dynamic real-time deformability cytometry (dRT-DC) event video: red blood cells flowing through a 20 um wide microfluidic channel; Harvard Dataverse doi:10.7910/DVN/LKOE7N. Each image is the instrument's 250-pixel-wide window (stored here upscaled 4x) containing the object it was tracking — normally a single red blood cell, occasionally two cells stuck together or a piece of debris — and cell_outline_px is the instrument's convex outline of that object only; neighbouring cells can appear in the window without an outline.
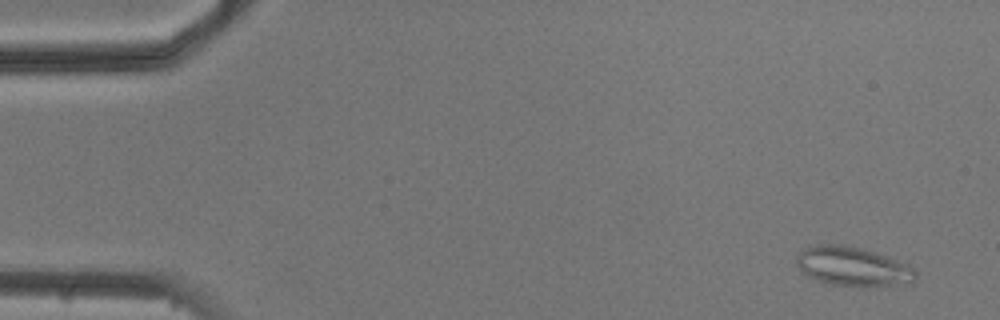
{"species": "common noctule bat (a hibernating species)", "species_latin": "Nyctalus noctula", "temperature_condition": "cold", "stored_images_in_passage": 4, "camera_frame_rate_fps": 3000, "um_per_image_px": 0.085, "animal": {"sex": "male", "body_mass_g": 20.5, "forearm_length_mm": 52.5}, "frame": {"image": 1, "passage_image": 1, "time_ms": 0.0, "image_size_px": [1000, 320], "cell_outline_px": [[916, 280], [912, 284], [876, 288], [864, 288], [832, 284], [808, 276], [796, 264], [796, 256], [804, 248], [820, 244], [840, 244], [860, 248], [876, 252], [908, 264], [916, 272]], "centroid_in_image_um": [72.57, 22.69], "position_along_channel_um": 12.4, "area_um2": 27.74}}
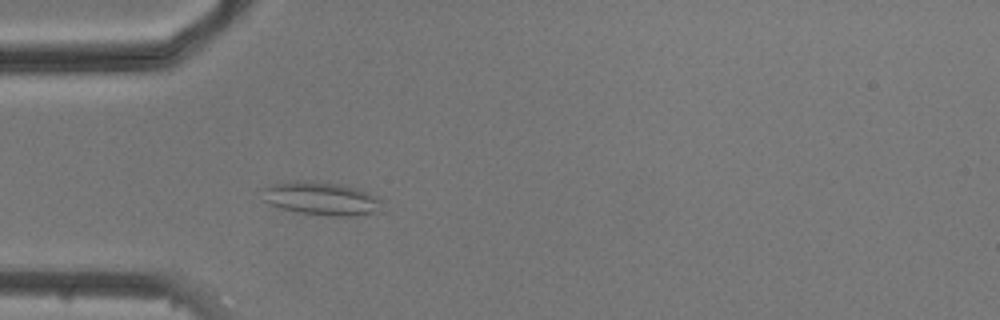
{"frame": {"image": 2, "passage_image": 4, "time_ms": 4.333, "image_size_px": [1000, 320], "cell_outline_px": [[384, 212], [352, 216], [328, 216], [296, 212], [280, 208], [268, 204], [264, 200], [264, 188], [268, 184], [292, 180], [312, 180], [340, 184], [356, 188], [368, 192], [376, 196], [380, 200]], "centroid_in_image_um": [27.33, 16.87], "position_along_channel_um": 57.7, "area_um2": 23.76}}